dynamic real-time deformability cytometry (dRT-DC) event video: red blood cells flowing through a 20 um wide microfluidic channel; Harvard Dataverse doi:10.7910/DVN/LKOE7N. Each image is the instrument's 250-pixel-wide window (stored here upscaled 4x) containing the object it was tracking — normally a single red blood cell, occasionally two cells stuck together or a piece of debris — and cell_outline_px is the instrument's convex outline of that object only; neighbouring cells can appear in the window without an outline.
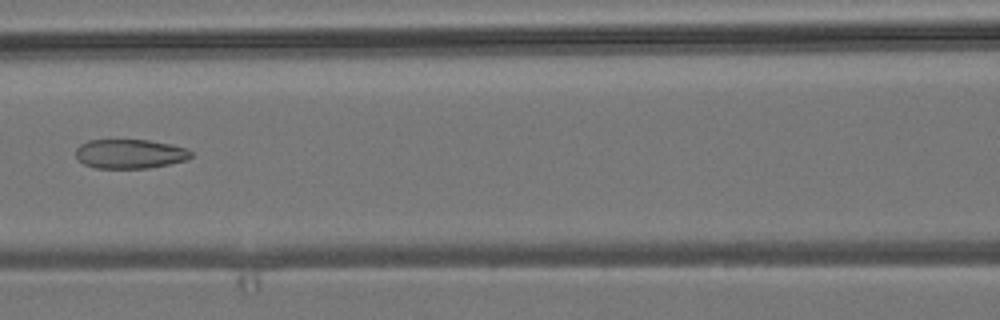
{"species": "common noctule bat (a hibernating species)", "species_latin": "Nyctalus noctula", "temperature_condition": "room temperature", "stored_images_in_passage": 5, "segment_of_instrument_passage": [1, 2], "camera_frame_rate_fps": 3000, "um_per_image_px": 0.085, "animal": {"sex": "male", "body_mass_g": 19.2, "forearm_length_mm": 51.8}, "frame": {"image": 1, "passage_image": 4, "time_ms": 3.333, "image_size_px": [1000, 320], "cell_outline_px": [[192, 156], [188, 160], [148, 168], [96, 168], [84, 164], [76, 156], [76, 148], [80, 144], [88, 140], [148, 140], [172, 144], [184, 148], [192, 152]], "centroid_in_image_um": [11.05, 13.07], "position_along_channel_um": 155.6, "area_um2": 19.65}}